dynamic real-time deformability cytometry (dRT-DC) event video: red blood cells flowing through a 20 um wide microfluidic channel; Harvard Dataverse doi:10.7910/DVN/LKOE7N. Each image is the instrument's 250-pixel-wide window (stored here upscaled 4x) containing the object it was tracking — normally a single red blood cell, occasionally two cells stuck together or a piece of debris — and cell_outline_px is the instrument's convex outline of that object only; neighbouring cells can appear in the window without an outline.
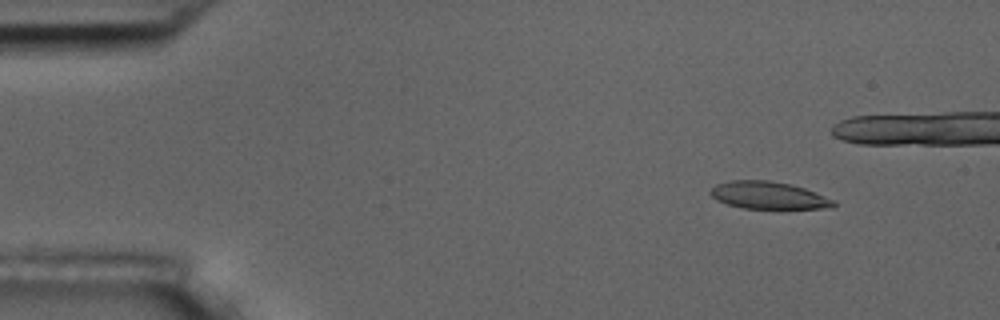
{"species": "common noctule bat (a hibernating species)", "species_latin": "Nyctalus noctula", "temperature_condition": "room temperature", "stored_images_in_passage": 6, "camera_frame_rate_fps": 3000, "um_per_image_px": 0.085, "animal": {"sex": "male", "body_mass_g": 17.5, "forearm_length_mm": 52.3}, "frame": {"image": 1, "passage_image": 2, "time_ms": 1.0, "image_size_px": [1000, 320], "cell_outline_px": [[836, 204], [832, 208], [744, 208], [728, 204], [716, 200], [708, 192], [716, 184], [728, 180], [768, 180], [792, 184], [816, 192], [836, 200]], "centroid_in_image_um": [65.33, 16.59], "position_along_channel_um": 19.7, "area_um2": 19.71}}
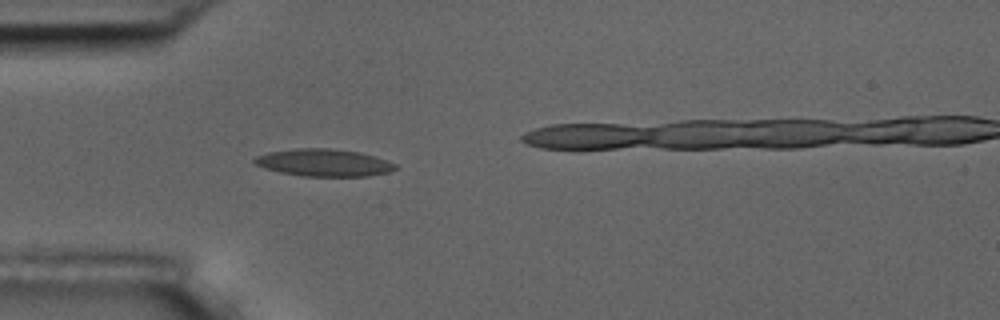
{"frame": {"image": 2, "passage_image": 5, "time_ms": 4.333, "image_size_px": [1000, 320], "cell_outline_px": [[400, 168], [388, 172], [368, 176], [304, 176], [280, 172], [264, 168], [256, 164], [252, 160], [256, 156], [268, 152], [296, 148], [328, 148], [360, 152], [396, 164]], "centroid_in_image_um": [27.51, 13.82], "position_along_channel_um": 57.5, "area_um2": 22.31}}